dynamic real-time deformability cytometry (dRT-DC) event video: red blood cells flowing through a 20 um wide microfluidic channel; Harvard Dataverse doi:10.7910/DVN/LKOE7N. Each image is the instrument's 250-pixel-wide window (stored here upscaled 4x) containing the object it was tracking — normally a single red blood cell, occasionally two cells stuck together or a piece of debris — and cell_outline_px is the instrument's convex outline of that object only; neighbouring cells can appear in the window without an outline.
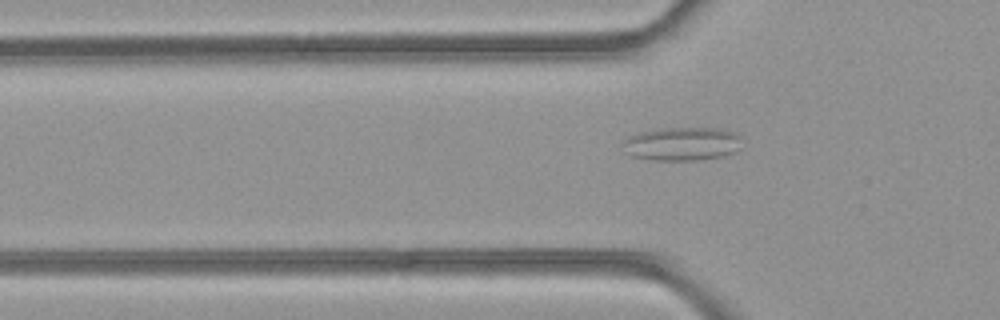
{"species": "common noctule bat (a hibernating species)", "species_latin": "Nyctalus noctula", "temperature_condition": "room temperature", "stored_images_in_passage": 2, "camera_frame_rate_fps": 3000, "um_per_image_px": 0.085, "animal": {"sex": "female", "body_mass_g": 21.9}, "frame": {"image": 1, "passage_image": 2, "time_ms": 0.333, "image_size_px": [1000, 320], "cell_outline_px": [[740, 136], [736, 152], [724, 156], [696, 160], [652, 160], [632, 156], [624, 152], [624, 140], [628, 136], [640, 132], [660, 128], [724, 128]], "centroid_in_image_um": [57.95, 12.22], "position_along_channel_um": 67.9, "area_um2": 23.24}}